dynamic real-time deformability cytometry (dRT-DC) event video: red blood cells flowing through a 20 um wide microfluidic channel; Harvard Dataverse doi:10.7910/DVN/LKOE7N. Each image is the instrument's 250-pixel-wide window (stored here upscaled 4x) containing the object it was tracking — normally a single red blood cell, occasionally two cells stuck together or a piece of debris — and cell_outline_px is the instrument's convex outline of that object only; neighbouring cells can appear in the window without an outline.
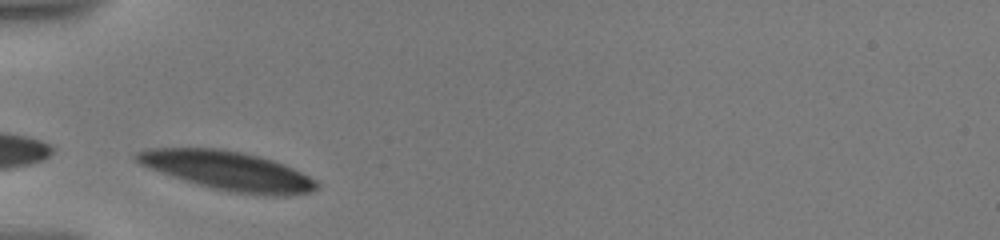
{"species": "human", "species_latin": "Homo sapiens", "temperature_condition": "warm", "stored_images_in_passage": 25, "camera_frame_rate_fps": 3000, "um_per_image_px": 0.085, "donor": {"sex": "male"}, "frame": {"image": 1, "passage_image": 1, "time_ms": 0.0, "image_size_px": [1000, 240], "cell_outline_px": [[316, 188], [308, 192], [288, 196], [268, 196], [236, 192], [212, 188], [196, 184], [184, 180], [140, 164], [132, 156], [136, 152], [148, 148], [220, 148], [244, 152], [260, 156], [272, 160], [292, 168], [308, 176], [316, 184]], "centroid_in_image_um": [19.33, 14.5], "position_along_channel_um": 65.7, "area_um2": 40.4}}
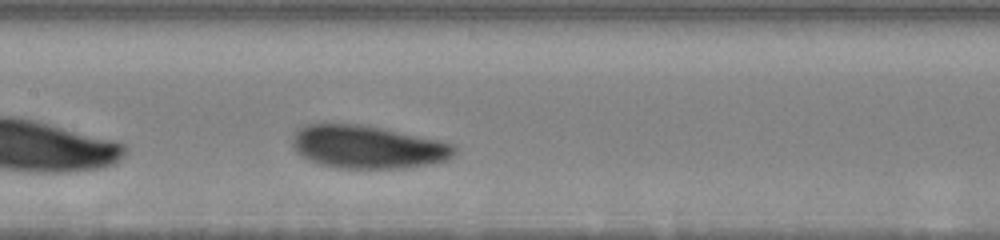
{"frame": {"image": 2, "passage_image": 17, "time_ms": 3.333, "image_size_px": [1000, 240], "cell_outline_px": [[456, 152], [452, 156], [444, 160], [428, 164], [404, 168], [332, 168], [308, 160], [300, 156], [292, 148], [292, 136], [304, 124], [360, 124], [380, 128], [436, 140], [452, 144], [456, 148]], "centroid_in_image_um": [31.16, 12.5], "position_along_channel_um": 176.2, "area_um2": 40.34}}
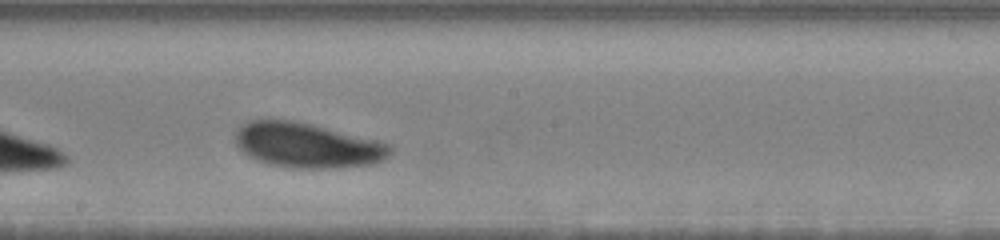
{"frame": {"image": 3, "passage_image": 24, "time_ms": 4.667, "image_size_px": [1000, 240], "cell_outline_px": [[392, 152], [384, 160], [372, 164], [336, 168], [292, 168], [272, 164], [256, 160], [248, 156], [236, 144], [236, 132], [240, 124], [248, 120], [292, 120], [312, 124], [376, 140], [388, 144], [392, 148]], "centroid_in_image_um": [26.1, 12.35], "position_along_channel_um": 222.1, "area_um2": 40.4}}